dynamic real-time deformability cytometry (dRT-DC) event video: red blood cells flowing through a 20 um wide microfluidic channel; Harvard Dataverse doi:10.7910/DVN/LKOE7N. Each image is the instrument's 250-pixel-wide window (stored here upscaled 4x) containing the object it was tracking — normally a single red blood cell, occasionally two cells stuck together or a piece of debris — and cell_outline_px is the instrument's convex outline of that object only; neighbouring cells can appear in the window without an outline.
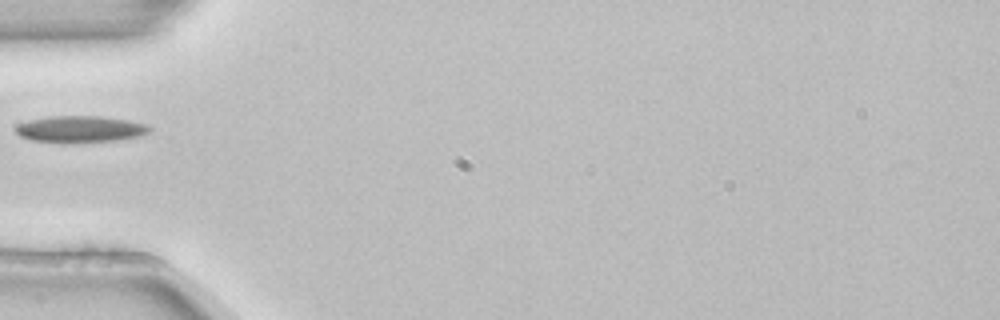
{"species": "common noctule bat (a hibernating species)", "species_latin": "Nyctalus noctula", "temperature_condition": "room temperature", "stored_images_in_passage": 5, "camera_frame_rate_fps": 3000, "um_per_image_px": 0.085, "animal": {"sex": "female", "body_mass_g": 22.7, "forearm_length_mm": 54.2}, "frame": {"image": 1, "passage_image": 5, "time_ms": 1.333, "image_size_px": [1000, 320], "cell_outline_px": [[152, 128], [144, 136], [116, 140], [32, 140], [20, 136], [16, 132], [16, 124], [28, 120], [52, 116], [100, 116], [128, 120], [148, 124]], "centroid_in_image_um": [6.88, 10.93], "position_along_channel_um": 78.1, "area_um2": 19.94}}